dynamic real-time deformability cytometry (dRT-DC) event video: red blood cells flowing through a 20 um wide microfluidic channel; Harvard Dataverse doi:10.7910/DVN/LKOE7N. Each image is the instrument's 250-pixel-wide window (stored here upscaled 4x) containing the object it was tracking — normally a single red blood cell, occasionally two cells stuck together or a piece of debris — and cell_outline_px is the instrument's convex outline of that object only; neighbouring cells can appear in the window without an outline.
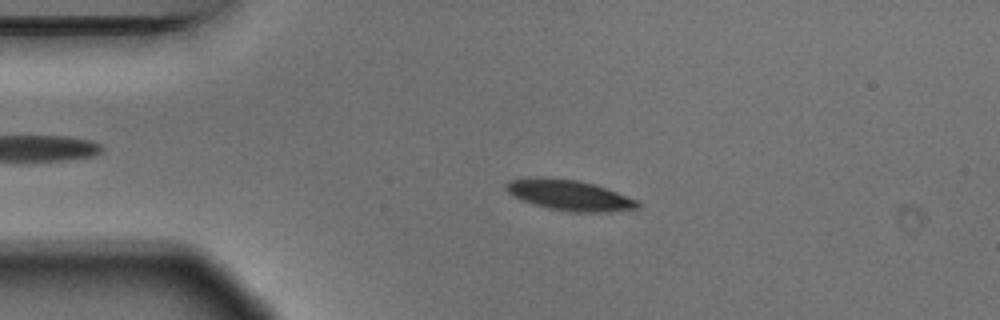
{"species": "Egyptian fruit bat (a non-hibernating species)", "species_latin": "Rousettus aegyptiacus", "temperature_condition": "warm", "stored_images_in_passage": 4, "camera_frame_rate_fps": 3000, "um_per_image_px": 0.085, "animal": {"sex": "male"}, "frame": {"image": 1, "passage_image": 3, "time_ms": 0.667, "image_size_px": [1000, 320], "cell_outline_px": [[640, 208], [608, 212], [572, 212], [548, 208], [520, 200], [512, 196], [504, 188], [504, 184], [508, 180], [536, 176], [576, 180], [592, 184], [616, 192], [636, 200], [640, 204]], "centroid_in_image_um": [48.32, 16.59], "position_along_channel_um": 36.7, "area_um2": 23.41}}